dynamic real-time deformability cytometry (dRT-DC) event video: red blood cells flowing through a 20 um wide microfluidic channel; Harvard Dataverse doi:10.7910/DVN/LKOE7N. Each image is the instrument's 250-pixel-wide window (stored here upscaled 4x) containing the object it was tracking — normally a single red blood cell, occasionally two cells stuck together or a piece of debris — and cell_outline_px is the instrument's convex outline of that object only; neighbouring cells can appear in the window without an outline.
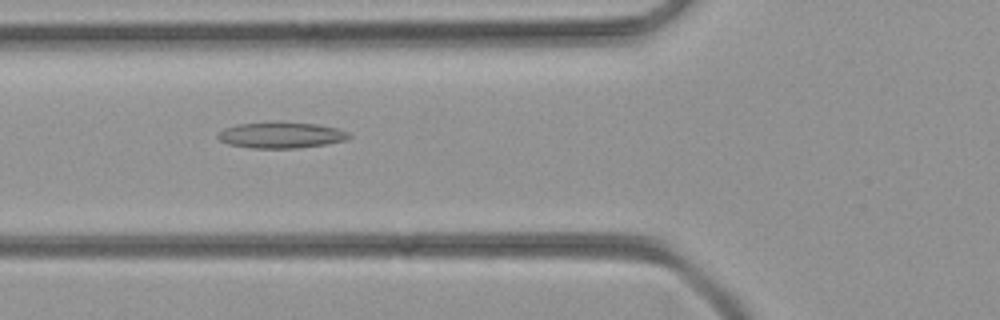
{"species": "common noctule bat (a hibernating species)", "species_latin": "Nyctalus noctula", "temperature_condition": "room temperature", "stored_images_in_passage": 45, "camera_frame_rate_fps": 3000, "um_per_image_px": 0.085, "animal": {"sex": "female", "body_mass_g": 21.9}, "frame": {"image": 1, "passage_image": 14, "time_ms": 4.333, "image_size_px": [1000, 320], "cell_outline_px": [[352, 136], [348, 140], [324, 144], [296, 148], [252, 148], [228, 144], [220, 140], [216, 136], [224, 128], [236, 124], [276, 120], [280, 120], [316, 124], [340, 128], [348, 132]], "centroid_in_image_um": [23.91, 11.45], "position_along_channel_um": 101.9, "area_um2": 20.46}}
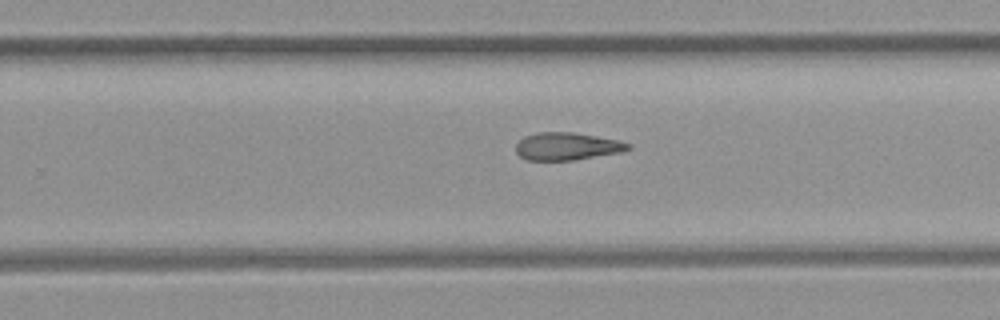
{"frame": {"image": 2, "passage_image": 27, "time_ms": 8.667, "image_size_px": [1000, 320], "cell_outline_px": [[632, 148], [620, 152], [576, 160], [524, 160], [516, 152], [516, 144], [524, 136], [540, 132], [572, 132], [620, 140], [632, 144]], "centroid_in_image_um": [48.21, 12.44], "position_along_channel_um": 281.6, "area_um2": 18.15}}
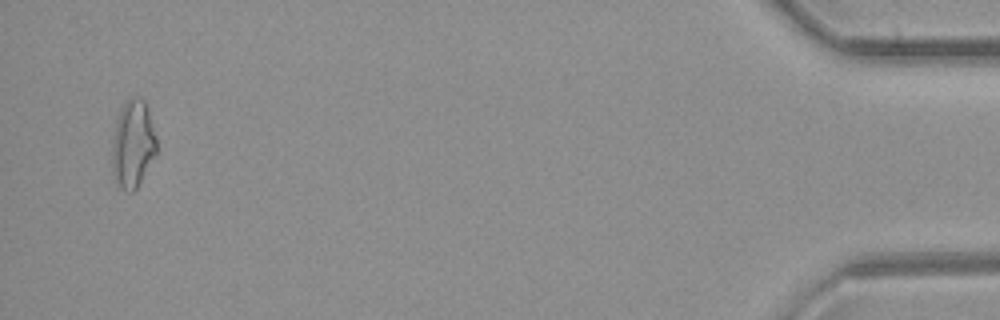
{"frame": {"image": 3, "passage_image": 44, "time_ms": 14.333, "image_size_px": [1000, 320], "cell_outline_px": [[156, 156], [136, 188], [132, 192], [128, 192], [116, 184], [112, 168], [112, 152], [116, 124], [120, 112], [124, 104], [132, 96], [144, 100], [156, 136]], "centroid_in_image_um": [11.31, 12.29], "position_along_channel_um": 423.9, "area_um2": 22.25}}